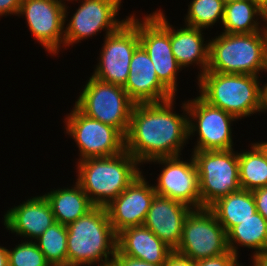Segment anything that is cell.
I'll return each mask as SVG.
<instances>
[{
  "mask_svg": "<svg viewBox=\"0 0 267 266\" xmlns=\"http://www.w3.org/2000/svg\"><path fill=\"white\" fill-rule=\"evenodd\" d=\"M260 76L234 73L205 72L198 79L199 95L237 119L264 111L267 83ZM260 84V85H259Z\"/></svg>",
  "mask_w": 267,
  "mask_h": 266,
  "instance_id": "7a4b0ae2",
  "label": "cell"
},
{
  "mask_svg": "<svg viewBox=\"0 0 267 266\" xmlns=\"http://www.w3.org/2000/svg\"><path fill=\"white\" fill-rule=\"evenodd\" d=\"M141 164L126 150L120 154L77 162V179L94 206L106 207L141 173Z\"/></svg>",
  "mask_w": 267,
  "mask_h": 266,
  "instance_id": "3957f363",
  "label": "cell"
},
{
  "mask_svg": "<svg viewBox=\"0 0 267 266\" xmlns=\"http://www.w3.org/2000/svg\"><path fill=\"white\" fill-rule=\"evenodd\" d=\"M264 111H267V88H266V92H265V103H264Z\"/></svg>",
  "mask_w": 267,
  "mask_h": 266,
  "instance_id": "8d00e7d4",
  "label": "cell"
},
{
  "mask_svg": "<svg viewBox=\"0 0 267 266\" xmlns=\"http://www.w3.org/2000/svg\"><path fill=\"white\" fill-rule=\"evenodd\" d=\"M164 266H195V261L174 250L168 255Z\"/></svg>",
  "mask_w": 267,
  "mask_h": 266,
  "instance_id": "d6a6232c",
  "label": "cell"
},
{
  "mask_svg": "<svg viewBox=\"0 0 267 266\" xmlns=\"http://www.w3.org/2000/svg\"><path fill=\"white\" fill-rule=\"evenodd\" d=\"M55 1H57V2H60V3H62V4H65L66 5V0H55ZM63 1H65V2H63ZM67 1H74V0H67ZM76 2L78 1V0H75Z\"/></svg>",
  "mask_w": 267,
  "mask_h": 266,
  "instance_id": "f35d334b",
  "label": "cell"
},
{
  "mask_svg": "<svg viewBox=\"0 0 267 266\" xmlns=\"http://www.w3.org/2000/svg\"><path fill=\"white\" fill-rule=\"evenodd\" d=\"M67 8L55 0H23L20 6L18 16H25L34 39L53 56L64 46Z\"/></svg>",
  "mask_w": 267,
  "mask_h": 266,
  "instance_id": "5bb4252c",
  "label": "cell"
},
{
  "mask_svg": "<svg viewBox=\"0 0 267 266\" xmlns=\"http://www.w3.org/2000/svg\"><path fill=\"white\" fill-rule=\"evenodd\" d=\"M140 45L150 57L159 81L176 97L177 74L181 71L171 48L170 23L161 10L138 19Z\"/></svg>",
  "mask_w": 267,
  "mask_h": 266,
  "instance_id": "9c48e42d",
  "label": "cell"
},
{
  "mask_svg": "<svg viewBox=\"0 0 267 266\" xmlns=\"http://www.w3.org/2000/svg\"><path fill=\"white\" fill-rule=\"evenodd\" d=\"M75 106L85 115L117 128L126 135L135 103L123 86L89 77Z\"/></svg>",
  "mask_w": 267,
  "mask_h": 266,
  "instance_id": "8992f818",
  "label": "cell"
},
{
  "mask_svg": "<svg viewBox=\"0 0 267 266\" xmlns=\"http://www.w3.org/2000/svg\"><path fill=\"white\" fill-rule=\"evenodd\" d=\"M223 0H192L188 5L185 25L205 29L213 27L219 20L222 23L224 16Z\"/></svg>",
  "mask_w": 267,
  "mask_h": 266,
  "instance_id": "83f0119b",
  "label": "cell"
},
{
  "mask_svg": "<svg viewBox=\"0 0 267 266\" xmlns=\"http://www.w3.org/2000/svg\"><path fill=\"white\" fill-rule=\"evenodd\" d=\"M112 262L115 266H164V264L148 263L146 261L122 255L118 250H116Z\"/></svg>",
  "mask_w": 267,
  "mask_h": 266,
  "instance_id": "4dcf8cb0",
  "label": "cell"
},
{
  "mask_svg": "<svg viewBox=\"0 0 267 266\" xmlns=\"http://www.w3.org/2000/svg\"><path fill=\"white\" fill-rule=\"evenodd\" d=\"M192 156L198 171L201 208L241 188L238 152L234 149L193 151Z\"/></svg>",
  "mask_w": 267,
  "mask_h": 266,
  "instance_id": "52a82bcc",
  "label": "cell"
},
{
  "mask_svg": "<svg viewBox=\"0 0 267 266\" xmlns=\"http://www.w3.org/2000/svg\"><path fill=\"white\" fill-rule=\"evenodd\" d=\"M224 3H228V2H231V1H238V0H223Z\"/></svg>",
  "mask_w": 267,
  "mask_h": 266,
  "instance_id": "ab89813d",
  "label": "cell"
},
{
  "mask_svg": "<svg viewBox=\"0 0 267 266\" xmlns=\"http://www.w3.org/2000/svg\"><path fill=\"white\" fill-rule=\"evenodd\" d=\"M209 208L227 233L257 212L252 191L242 188L219 198Z\"/></svg>",
  "mask_w": 267,
  "mask_h": 266,
  "instance_id": "cb8c5ba5",
  "label": "cell"
},
{
  "mask_svg": "<svg viewBox=\"0 0 267 266\" xmlns=\"http://www.w3.org/2000/svg\"><path fill=\"white\" fill-rule=\"evenodd\" d=\"M8 266H50L44 254L34 241L21 242L16 247L7 249Z\"/></svg>",
  "mask_w": 267,
  "mask_h": 266,
  "instance_id": "f1b7e54d",
  "label": "cell"
},
{
  "mask_svg": "<svg viewBox=\"0 0 267 266\" xmlns=\"http://www.w3.org/2000/svg\"><path fill=\"white\" fill-rule=\"evenodd\" d=\"M63 188L53 189L44 196L51 205L56 222L67 226L95 206L77 182L71 188Z\"/></svg>",
  "mask_w": 267,
  "mask_h": 266,
  "instance_id": "603a6c76",
  "label": "cell"
},
{
  "mask_svg": "<svg viewBox=\"0 0 267 266\" xmlns=\"http://www.w3.org/2000/svg\"><path fill=\"white\" fill-rule=\"evenodd\" d=\"M175 251L194 261L229 251L227 232L209 207L192 209L188 213Z\"/></svg>",
  "mask_w": 267,
  "mask_h": 266,
  "instance_id": "ba28073f",
  "label": "cell"
},
{
  "mask_svg": "<svg viewBox=\"0 0 267 266\" xmlns=\"http://www.w3.org/2000/svg\"><path fill=\"white\" fill-rule=\"evenodd\" d=\"M174 100L175 97L134 105L125 135V150L140 164L182 155L181 150L189 139L188 111L184 101L181 106L184 115L174 112Z\"/></svg>",
  "mask_w": 267,
  "mask_h": 266,
  "instance_id": "6da1fadb",
  "label": "cell"
},
{
  "mask_svg": "<svg viewBox=\"0 0 267 266\" xmlns=\"http://www.w3.org/2000/svg\"><path fill=\"white\" fill-rule=\"evenodd\" d=\"M64 122L66 134L74 139L79 148L78 161L125 151V136L117 128L88 117L75 105Z\"/></svg>",
  "mask_w": 267,
  "mask_h": 266,
  "instance_id": "30bf717a",
  "label": "cell"
},
{
  "mask_svg": "<svg viewBox=\"0 0 267 266\" xmlns=\"http://www.w3.org/2000/svg\"><path fill=\"white\" fill-rule=\"evenodd\" d=\"M117 250L131 258L165 264L173 251L144 225L123 229L117 234Z\"/></svg>",
  "mask_w": 267,
  "mask_h": 266,
  "instance_id": "ffe728a7",
  "label": "cell"
},
{
  "mask_svg": "<svg viewBox=\"0 0 267 266\" xmlns=\"http://www.w3.org/2000/svg\"><path fill=\"white\" fill-rule=\"evenodd\" d=\"M156 195L153 185L141 173L105 207L114 232L118 234L125 228L143 225Z\"/></svg>",
  "mask_w": 267,
  "mask_h": 266,
  "instance_id": "2e32d148",
  "label": "cell"
},
{
  "mask_svg": "<svg viewBox=\"0 0 267 266\" xmlns=\"http://www.w3.org/2000/svg\"><path fill=\"white\" fill-rule=\"evenodd\" d=\"M129 67L123 88L135 104L159 103L175 97L159 81L154 65L141 45L135 49Z\"/></svg>",
  "mask_w": 267,
  "mask_h": 266,
  "instance_id": "e0dca14e",
  "label": "cell"
},
{
  "mask_svg": "<svg viewBox=\"0 0 267 266\" xmlns=\"http://www.w3.org/2000/svg\"><path fill=\"white\" fill-rule=\"evenodd\" d=\"M0 266H8L7 248L0 246Z\"/></svg>",
  "mask_w": 267,
  "mask_h": 266,
  "instance_id": "d590c367",
  "label": "cell"
},
{
  "mask_svg": "<svg viewBox=\"0 0 267 266\" xmlns=\"http://www.w3.org/2000/svg\"><path fill=\"white\" fill-rule=\"evenodd\" d=\"M256 204V211L267 221V186L252 191Z\"/></svg>",
  "mask_w": 267,
  "mask_h": 266,
  "instance_id": "1f68e13d",
  "label": "cell"
},
{
  "mask_svg": "<svg viewBox=\"0 0 267 266\" xmlns=\"http://www.w3.org/2000/svg\"><path fill=\"white\" fill-rule=\"evenodd\" d=\"M67 227L54 223L34 240L50 266H67Z\"/></svg>",
  "mask_w": 267,
  "mask_h": 266,
  "instance_id": "4316f807",
  "label": "cell"
},
{
  "mask_svg": "<svg viewBox=\"0 0 267 266\" xmlns=\"http://www.w3.org/2000/svg\"><path fill=\"white\" fill-rule=\"evenodd\" d=\"M191 207L156 195L143 223L173 251L179 246L183 225Z\"/></svg>",
  "mask_w": 267,
  "mask_h": 266,
  "instance_id": "ac0fdd59",
  "label": "cell"
},
{
  "mask_svg": "<svg viewBox=\"0 0 267 266\" xmlns=\"http://www.w3.org/2000/svg\"><path fill=\"white\" fill-rule=\"evenodd\" d=\"M265 152L267 154V142H265Z\"/></svg>",
  "mask_w": 267,
  "mask_h": 266,
  "instance_id": "60d3db41",
  "label": "cell"
},
{
  "mask_svg": "<svg viewBox=\"0 0 267 266\" xmlns=\"http://www.w3.org/2000/svg\"><path fill=\"white\" fill-rule=\"evenodd\" d=\"M99 266H115V264L111 261L105 264H99Z\"/></svg>",
  "mask_w": 267,
  "mask_h": 266,
  "instance_id": "74e56055",
  "label": "cell"
},
{
  "mask_svg": "<svg viewBox=\"0 0 267 266\" xmlns=\"http://www.w3.org/2000/svg\"><path fill=\"white\" fill-rule=\"evenodd\" d=\"M76 12L69 23L64 27V47L81 43V40L106 31L109 35L117 31L127 20L116 19L120 10L122 0H79ZM105 29V30H104Z\"/></svg>",
  "mask_w": 267,
  "mask_h": 266,
  "instance_id": "4fadbf2b",
  "label": "cell"
},
{
  "mask_svg": "<svg viewBox=\"0 0 267 266\" xmlns=\"http://www.w3.org/2000/svg\"><path fill=\"white\" fill-rule=\"evenodd\" d=\"M239 182L242 189L253 191L267 186L265 141L251 143L250 150L238 153Z\"/></svg>",
  "mask_w": 267,
  "mask_h": 266,
  "instance_id": "484cf974",
  "label": "cell"
},
{
  "mask_svg": "<svg viewBox=\"0 0 267 266\" xmlns=\"http://www.w3.org/2000/svg\"><path fill=\"white\" fill-rule=\"evenodd\" d=\"M189 139L198 134L193 151L233 149L232 121L238 120L228 112L210 105L200 95L186 101Z\"/></svg>",
  "mask_w": 267,
  "mask_h": 266,
  "instance_id": "8fae6325",
  "label": "cell"
},
{
  "mask_svg": "<svg viewBox=\"0 0 267 266\" xmlns=\"http://www.w3.org/2000/svg\"><path fill=\"white\" fill-rule=\"evenodd\" d=\"M66 227L67 266H91L112 261L117 250V234L105 207L95 206Z\"/></svg>",
  "mask_w": 267,
  "mask_h": 266,
  "instance_id": "277c9868",
  "label": "cell"
},
{
  "mask_svg": "<svg viewBox=\"0 0 267 266\" xmlns=\"http://www.w3.org/2000/svg\"><path fill=\"white\" fill-rule=\"evenodd\" d=\"M23 0H0V16L18 15Z\"/></svg>",
  "mask_w": 267,
  "mask_h": 266,
  "instance_id": "836d02e7",
  "label": "cell"
},
{
  "mask_svg": "<svg viewBox=\"0 0 267 266\" xmlns=\"http://www.w3.org/2000/svg\"><path fill=\"white\" fill-rule=\"evenodd\" d=\"M183 161L180 155L149 161L159 163L162 170L153 188L157 195L186 204L192 209L201 208L199 177L193 156Z\"/></svg>",
  "mask_w": 267,
  "mask_h": 266,
  "instance_id": "9a60e30c",
  "label": "cell"
},
{
  "mask_svg": "<svg viewBox=\"0 0 267 266\" xmlns=\"http://www.w3.org/2000/svg\"><path fill=\"white\" fill-rule=\"evenodd\" d=\"M238 257L229 250L222 255L195 261V266H239Z\"/></svg>",
  "mask_w": 267,
  "mask_h": 266,
  "instance_id": "f546056e",
  "label": "cell"
},
{
  "mask_svg": "<svg viewBox=\"0 0 267 266\" xmlns=\"http://www.w3.org/2000/svg\"><path fill=\"white\" fill-rule=\"evenodd\" d=\"M215 37L208 41L206 72L259 76V72L267 71V27L257 33H222Z\"/></svg>",
  "mask_w": 267,
  "mask_h": 266,
  "instance_id": "5b68a950",
  "label": "cell"
},
{
  "mask_svg": "<svg viewBox=\"0 0 267 266\" xmlns=\"http://www.w3.org/2000/svg\"><path fill=\"white\" fill-rule=\"evenodd\" d=\"M98 65L93 77L115 85L124 86L130 71V62L135 49L140 45L138 18L129 16L117 31L105 35Z\"/></svg>",
  "mask_w": 267,
  "mask_h": 266,
  "instance_id": "7c38bea8",
  "label": "cell"
},
{
  "mask_svg": "<svg viewBox=\"0 0 267 266\" xmlns=\"http://www.w3.org/2000/svg\"><path fill=\"white\" fill-rule=\"evenodd\" d=\"M259 18L267 24V4L263 0H238L225 3L222 33L261 32L267 25L260 27Z\"/></svg>",
  "mask_w": 267,
  "mask_h": 266,
  "instance_id": "7402d4cb",
  "label": "cell"
},
{
  "mask_svg": "<svg viewBox=\"0 0 267 266\" xmlns=\"http://www.w3.org/2000/svg\"><path fill=\"white\" fill-rule=\"evenodd\" d=\"M185 27H180L174 29L170 25V43L172 48V53L178 63L182 68L188 67L190 65L196 64L200 68V73L198 78L201 77L208 68L209 63V42L204 41L203 29L190 27L184 25ZM205 42V44H204Z\"/></svg>",
  "mask_w": 267,
  "mask_h": 266,
  "instance_id": "44dd1931",
  "label": "cell"
},
{
  "mask_svg": "<svg viewBox=\"0 0 267 266\" xmlns=\"http://www.w3.org/2000/svg\"><path fill=\"white\" fill-rule=\"evenodd\" d=\"M3 223L9 232L33 241L56 223V220L50 203L44 195H40L28 198L7 210Z\"/></svg>",
  "mask_w": 267,
  "mask_h": 266,
  "instance_id": "d6986e66",
  "label": "cell"
},
{
  "mask_svg": "<svg viewBox=\"0 0 267 266\" xmlns=\"http://www.w3.org/2000/svg\"><path fill=\"white\" fill-rule=\"evenodd\" d=\"M227 244L229 250L236 255H239L238 246L254 249L253 255L266 251L267 221L259 212H255L227 233Z\"/></svg>",
  "mask_w": 267,
  "mask_h": 266,
  "instance_id": "d4e9b609",
  "label": "cell"
},
{
  "mask_svg": "<svg viewBox=\"0 0 267 266\" xmlns=\"http://www.w3.org/2000/svg\"><path fill=\"white\" fill-rule=\"evenodd\" d=\"M252 264L251 266H267V250L260 253H256L251 256Z\"/></svg>",
  "mask_w": 267,
  "mask_h": 266,
  "instance_id": "e575fe53",
  "label": "cell"
}]
</instances>
